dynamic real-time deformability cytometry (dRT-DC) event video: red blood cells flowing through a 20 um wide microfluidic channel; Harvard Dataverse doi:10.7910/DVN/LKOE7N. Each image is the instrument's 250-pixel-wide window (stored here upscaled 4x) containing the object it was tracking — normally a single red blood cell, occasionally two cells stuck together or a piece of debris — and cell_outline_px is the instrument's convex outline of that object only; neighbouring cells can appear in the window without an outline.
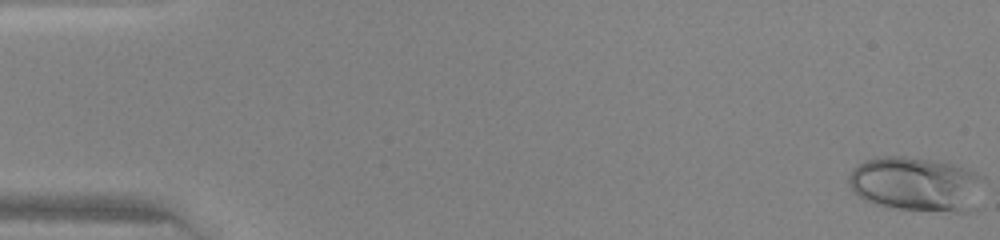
{"species": "human", "species_latin": "Homo sapiens", "temperature_condition": "warm", "stored_images_in_passage": 47, "camera_frame_rate_fps": 3000, "um_per_image_px": 0.085, "donor": {"sex": "female"}, "frame": {"image": 1, "passage_image": 1, "time_ms": 0.0, "image_size_px": [1000, 240], "cell_outline_px": [[984, 180], [976, 208], [968, 212], [956, 212], [884, 208], [864, 200], [848, 184], [848, 176], [852, 168], [864, 160], [884, 156], [904, 156], [940, 160], [976, 172], [984, 176]], "centroid_in_image_um": [77.9, 15.66], "position_along_channel_um": 7.1, "area_um2": 43.75}}
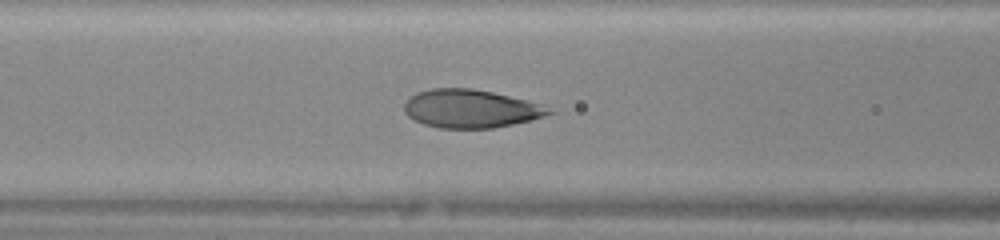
{"frame": {"image": 2, "passage_image": 20, "time_ms": 6.333, "image_size_px": [1000, 240], "cell_outline_px": [[556, 112], [532, 120], [492, 128], [440, 128], [424, 124], [408, 116], [404, 112], [404, 104], [416, 92], [432, 88], [472, 88], [492, 92], [528, 100], [540, 104]], "centroid_in_image_um": [40.01, 9.23], "position_along_channel_um": 126.6, "area_um2": 32.14}}
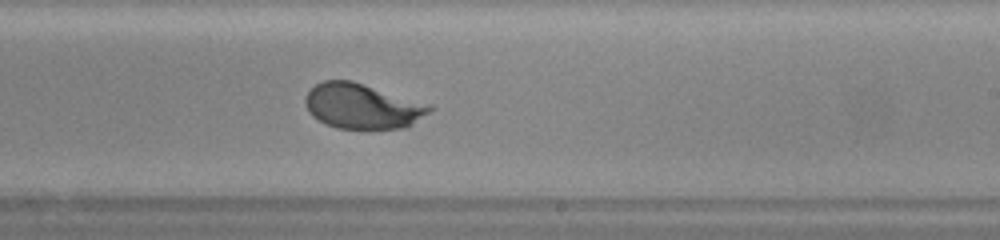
{"frame": {"image": 3, "passage_image": 29, "time_ms": 9.333, "image_size_px": [1000, 240], "cell_outline_px": [[436, 108], [408, 128], [368, 132], [336, 128], [324, 124], [312, 116], [308, 112], [304, 104], [304, 100], [308, 92], [316, 84], [324, 80], [352, 80], [432, 104]], "centroid_in_image_um": [30.86, 9.08], "position_along_channel_um": 258.1, "area_um2": 34.22}}